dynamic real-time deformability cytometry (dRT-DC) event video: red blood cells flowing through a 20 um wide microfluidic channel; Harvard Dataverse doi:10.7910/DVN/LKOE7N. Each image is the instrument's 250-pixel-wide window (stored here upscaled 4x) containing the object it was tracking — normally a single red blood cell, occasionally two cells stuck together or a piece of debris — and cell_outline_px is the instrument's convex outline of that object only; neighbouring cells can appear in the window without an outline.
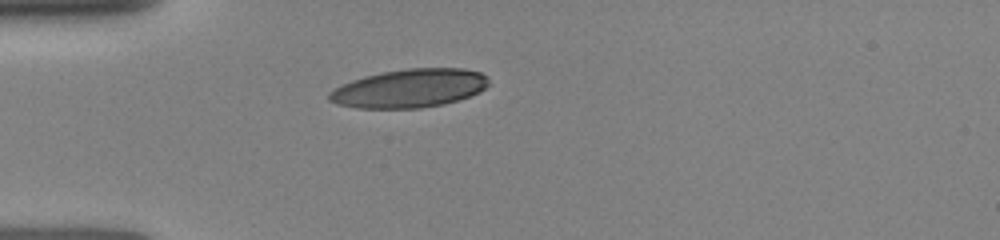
{"species": "human", "species_latin": "Homo sapiens", "temperature_condition": "room temperature", "stored_images_in_passage": 3, "camera_frame_rate_fps": 3000, "um_per_image_px": 0.085, "donor": {"sex": "female"}, "frame": {"image": 1, "passage_image": 1, "time_ms": 0.0, "image_size_px": [1000, 240], "cell_outline_px": [[488, 84], [480, 92], [444, 104], [420, 108], [356, 108], [336, 104], [328, 100], [328, 92], [352, 80], [364, 76], [384, 72], [408, 68], [464, 68], [480, 72], [488, 76]], "centroid_in_image_um": [34.8, 7.51], "position_along_channel_um": 50.2, "area_um2": 35.72}}
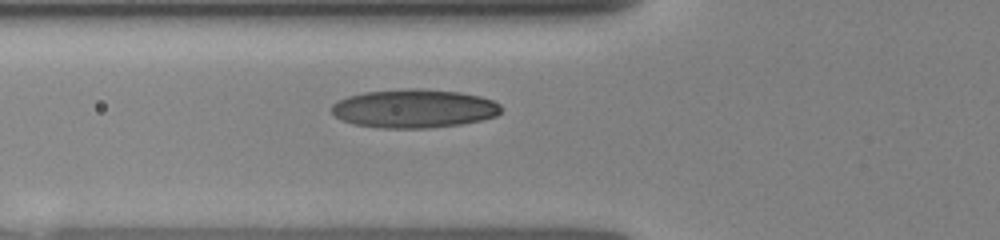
{"frame": {"image": 2, "passage_image": 3, "time_ms": 1.333, "image_size_px": [1000, 240], "cell_outline_px": [[504, 108], [496, 116], [480, 120], [460, 124], [428, 128], [380, 128], [356, 124], [344, 120], [336, 116], [332, 112], [332, 104], [348, 96], [364, 92], [408, 88], [420, 88], [460, 92], [480, 96], [492, 100], [500, 104]], "centroid_in_image_um": [35.23, 9.22], "position_along_channel_um": 90.6, "area_um2": 38.09}}